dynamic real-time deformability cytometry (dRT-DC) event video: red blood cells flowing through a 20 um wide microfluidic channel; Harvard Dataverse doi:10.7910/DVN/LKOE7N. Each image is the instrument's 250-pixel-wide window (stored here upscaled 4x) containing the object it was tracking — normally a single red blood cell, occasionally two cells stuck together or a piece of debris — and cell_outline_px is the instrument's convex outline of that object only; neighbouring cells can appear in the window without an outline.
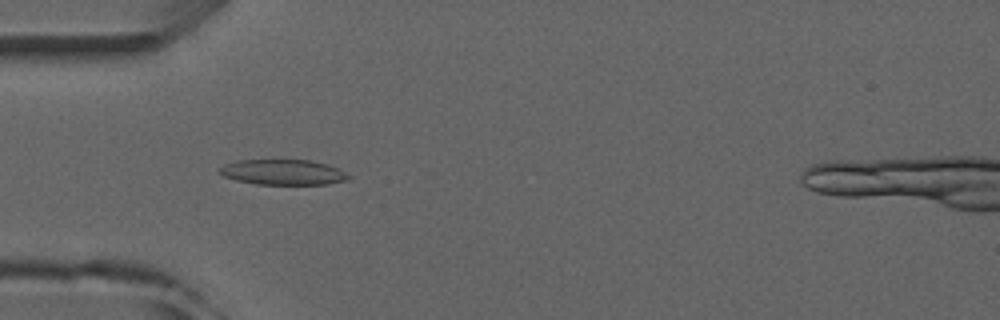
{"species": "common noctule bat (a hibernating species)", "species_latin": "Nyctalus noctula", "temperature_condition": "room temperature", "stored_images_in_passage": 6, "camera_frame_rate_fps": 3000, "um_per_image_px": 0.085, "animal": {"sex": "male", "forearm_length_mm": 52.5}, "frame": {"image": 1, "passage_image": 5, "time_ms": 4.667, "image_size_px": [1000, 320], "cell_outline_px": [[352, 176], [348, 180], [328, 184], [256, 184], [236, 180], [224, 176], [216, 172], [224, 164], [236, 160], [312, 160], [328, 164], [340, 168]], "centroid_in_image_um": [24.09, 14.63], "position_along_channel_um": 60.9, "area_um2": 19.31}}
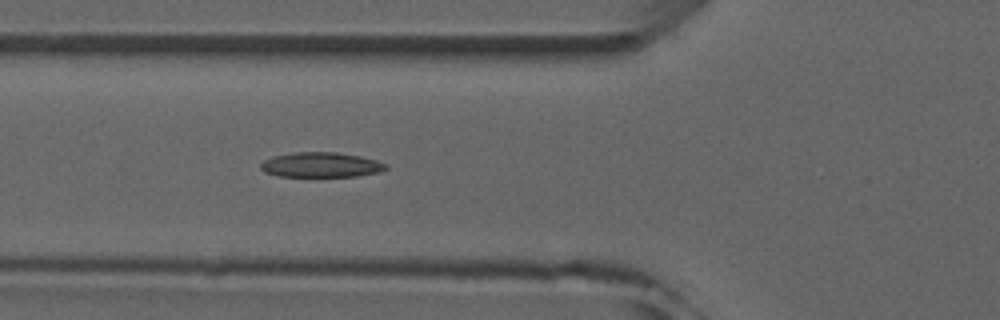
{"frame": {"image": 2, "passage_image": 6, "time_ms": 5.667, "image_size_px": [1000, 320], "cell_outline_px": [[388, 168], [380, 172], [356, 176], [280, 176], [264, 172], [260, 168], [260, 164], [264, 160], [272, 156], [296, 152], [336, 152], [360, 156], [376, 160], [388, 164]], "centroid_in_image_um": [27.29, 14.0], "position_along_channel_um": 98.5, "area_um2": 18.21}}